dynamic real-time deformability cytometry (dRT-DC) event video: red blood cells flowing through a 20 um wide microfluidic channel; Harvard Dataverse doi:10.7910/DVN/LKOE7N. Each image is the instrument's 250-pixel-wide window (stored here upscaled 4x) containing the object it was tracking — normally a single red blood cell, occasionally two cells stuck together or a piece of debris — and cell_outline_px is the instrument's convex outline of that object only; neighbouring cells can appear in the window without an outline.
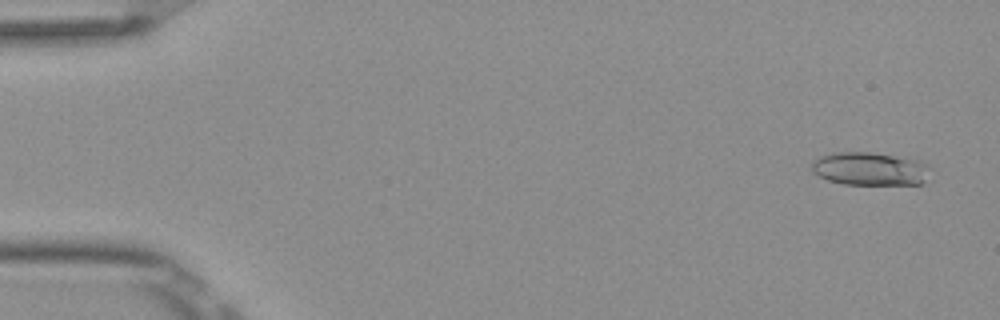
{"species": "Egyptian fruit bat (a non-hibernating species)", "species_latin": "Rousettus aegyptiacus", "temperature_condition": "room temperature", "stored_images_in_passage": 53, "camera_frame_rate_fps": 3000, "um_per_image_px": 0.085, "frame": {"image": 1, "passage_image": 3, "time_ms": 0.667, "image_size_px": [1000, 320], "cell_outline_px": [[932, 168], [924, 184], [844, 184], [828, 180], [812, 172], [812, 160], [820, 156], [832, 152], [872, 152], [916, 160], [928, 164]], "centroid_in_image_um": [73.95, 14.35], "position_along_channel_um": 11.0, "area_um2": 23.06}}
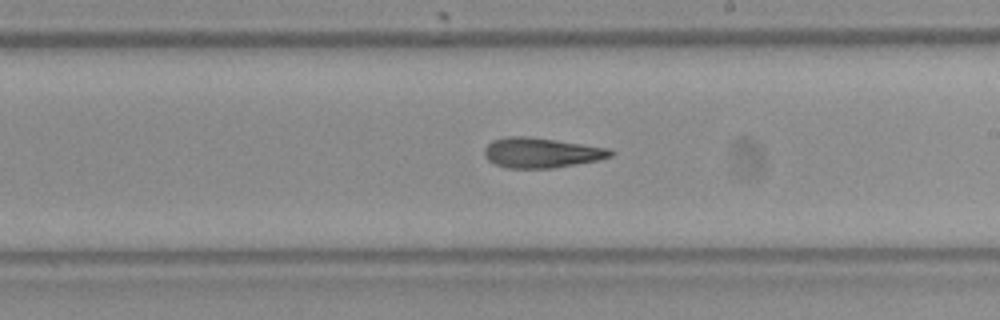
{"frame": {"image": 2, "passage_image": 31, "time_ms": 10.0, "image_size_px": [1000, 320], "cell_outline_px": [[616, 152], [612, 156], [600, 160], [552, 168], [508, 168], [496, 164], [488, 160], [484, 156], [484, 148], [492, 140], [504, 136], [528, 136], [556, 140], [608, 148]], "centroid_in_image_um": [46.01, 12.98], "position_along_channel_um": 243.0, "area_um2": 22.2}}
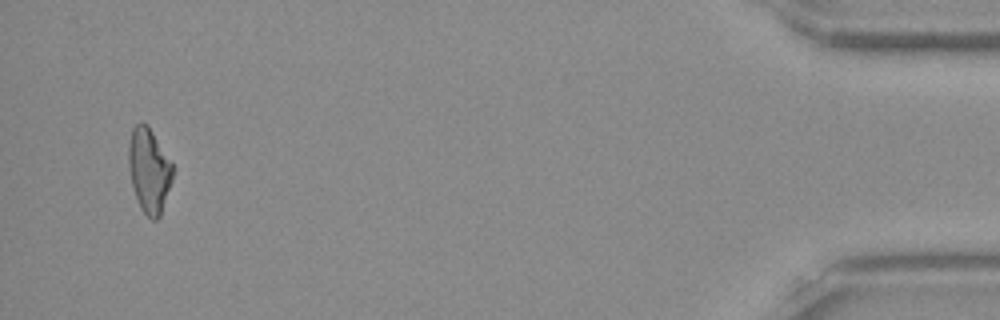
{"frame": {"image": 3, "passage_image": 51, "time_ms": 16.667, "image_size_px": [1000, 320], "cell_outline_px": [[172, 180], [160, 216], [156, 220], [152, 220], [140, 208], [132, 184], [128, 164], [128, 144], [132, 128], [140, 120], [148, 124], [172, 164]], "centroid_in_image_um": [12.65, 14.45], "position_along_channel_um": 422.6, "area_um2": 21.62}, "authors_computed_cell_mechanics": {"area_um2": 22.1374, "velocity_mm_per_s": 3.8852, "shape_relaxation_time_tau1_ms": 4.7965, "shape_relaxation_time_tau2_ms": 3.8999, "deformation_change_tau1": 0.1712, "deformation_change_tau2": 0.1544}}